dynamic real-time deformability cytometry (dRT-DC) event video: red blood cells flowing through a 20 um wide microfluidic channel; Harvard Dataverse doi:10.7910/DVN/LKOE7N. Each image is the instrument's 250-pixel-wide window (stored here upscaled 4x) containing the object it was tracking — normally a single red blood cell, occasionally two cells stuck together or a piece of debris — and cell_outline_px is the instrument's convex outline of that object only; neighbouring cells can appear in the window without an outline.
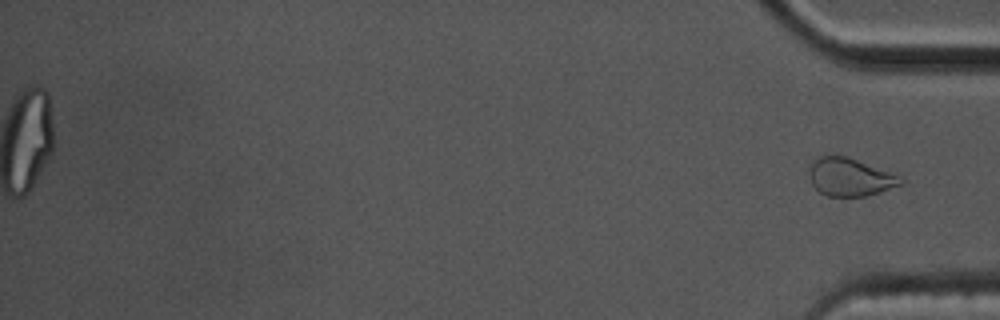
{"species": "common noctule bat (a hibernating species)", "species_latin": "Nyctalus noctula", "temperature_condition": "cold", "stored_images_in_passage": 57, "segment_of_instrument_passage": [2, 2], "camera_frame_rate_fps": 3000, "um_per_image_px": 0.085, "animal": {"sex": "male", "body_mass_g": 17.5, "forearm_length_mm": 52.3}, "frame": {"image": 1, "passage_image": 57, "time_ms": 18.667, "image_size_px": [1000, 320], "cell_outline_px": [[904, 184], [880, 192], [864, 196], [828, 196], [820, 192], [812, 184], [808, 176], [812, 164], [816, 156], [848, 156], [900, 176], [904, 180]], "centroid_in_image_um": [72.26, 15.05], "position_along_channel_um": 362.9, "area_um2": 20.17}}